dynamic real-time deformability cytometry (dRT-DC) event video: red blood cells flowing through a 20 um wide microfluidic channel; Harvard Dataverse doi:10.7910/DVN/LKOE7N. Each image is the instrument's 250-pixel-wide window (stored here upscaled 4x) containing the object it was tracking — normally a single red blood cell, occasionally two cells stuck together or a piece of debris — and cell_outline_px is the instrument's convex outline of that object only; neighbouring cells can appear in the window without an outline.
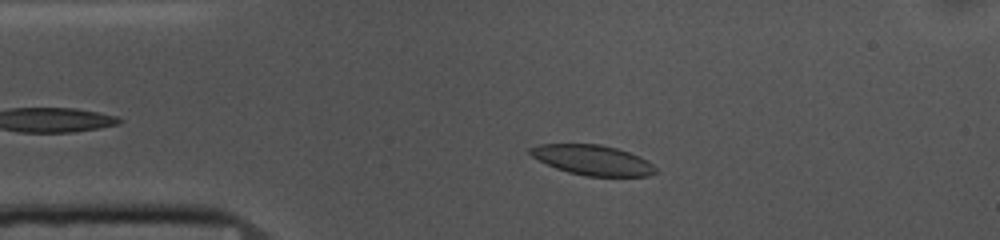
{"species": "common noctule bat (a hibernating species)", "species_latin": "Nyctalus noctula", "temperature_condition": "cold", "stored_images_in_passage": 46, "camera_frame_rate_fps": 3000, "um_per_image_px": 0.085, "animal": {"sex": "female", "body_mass_g": 10.0, "forearm_length_mm": 53.1}, "frame": {"image": 1, "passage_image": 8, "time_ms": 2.333, "image_size_px": [1000, 240], "cell_outline_px": [[656, 172], [648, 176], [588, 176], [568, 172], [556, 168], [532, 156], [528, 152], [528, 148], [540, 144], [600, 144], [616, 148], [640, 156], [648, 160], [656, 168]], "centroid_in_image_um": [50.38, 13.6], "position_along_channel_um": 34.6, "area_um2": 21.85}}
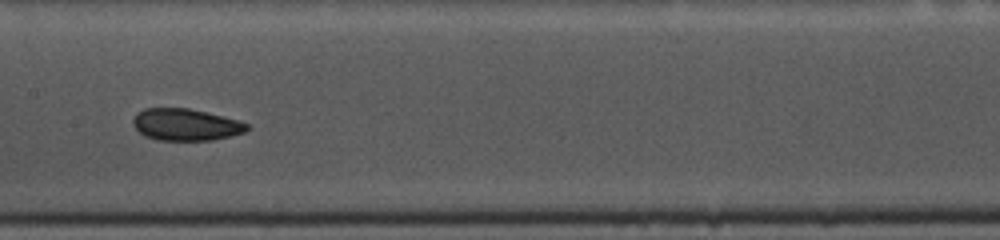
{"frame": {"image": 2, "passage_image": 23, "time_ms": 7.333, "image_size_px": [1000, 240], "cell_outline_px": [[248, 128], [244, 132], [212, 140], [160, 140], [144, 136], [132, 124], [132, 120], [136, 112], [144, 108], [188, 108], [236, 120], [248, 124]], "centroid_in_image_um": [15.71, 10.59], "position_along_channel_um": 191.7, "area_um2": 20.87}}
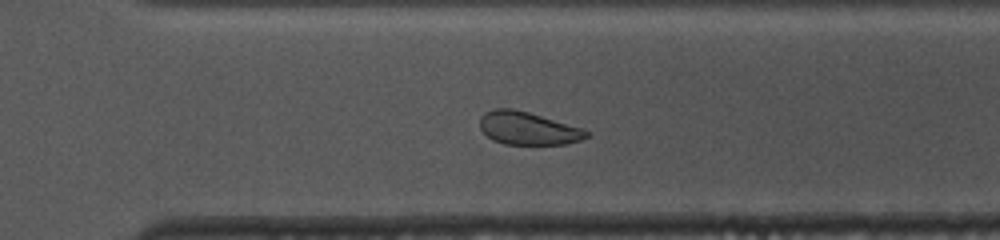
{"frame": {"image": 3, "passage_image": 34, "time_ms": 11.0, "image_size_px": [1000, 240], "cell_outline_px": [[592, 136], [580, 140], [564, 144], [504, 144], [492, 140], [480, 128], [480, 116], [484, 112], [496, 108], [512, 108], [528, 112], [584, 128], [592, 132]], "centroid_in_image_um": [44.91, 10.9], "position_along_channel_um": 325.7, "area_um2": 20.63}, "authors_computed_cell_mechanics": {"area_um2": 21.9351, "velocity_mm_per_s": 3.6721, "shape_relaxation_time_tau1_ms": 6.4452, "shape_relaxation_time_tau2_ms": 2.8422, "deformation_change_tau1": 0.1043, "deformation_change_tau2": 0.0868}}